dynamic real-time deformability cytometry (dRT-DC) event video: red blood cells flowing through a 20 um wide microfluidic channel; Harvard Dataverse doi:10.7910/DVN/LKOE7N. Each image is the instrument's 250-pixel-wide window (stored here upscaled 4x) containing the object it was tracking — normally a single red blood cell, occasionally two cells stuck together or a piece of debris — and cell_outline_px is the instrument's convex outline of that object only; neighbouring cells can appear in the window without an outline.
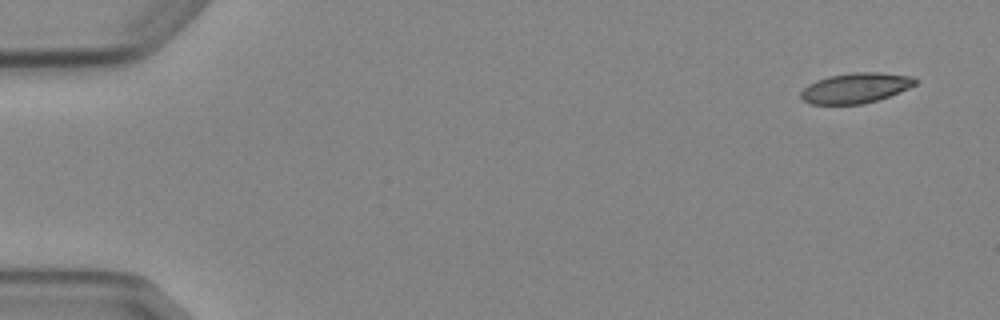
{"species": "Egyptian fruit bat (a non-hibernating species)", "species_latin": "Rousettus aegyptiacus", "temperature_condition": "cold", "stored_images_in_passage": 6, "camera_frame_rate_fps": 3000, "um_per_image_px": 0.085, "animal": {"sex": "female"}, "frame": {"image": 1, "passage_image": 1, "time_ms": 0.0, "image_size_px": [1000, 320], "cell_outline_px": [[920, 80], [916, 84], [908, 88], [888, 96], [864, 104], [808, 104], [800, 96], [800, 92], [808, 84], [816, 80], [828, 76], [852, 72], [880, 72], [916, 76]], "centroid_in_image_um": [72.75, 7.46], "position_along_channel_um": 12.3, "area_um2": 20.35}}
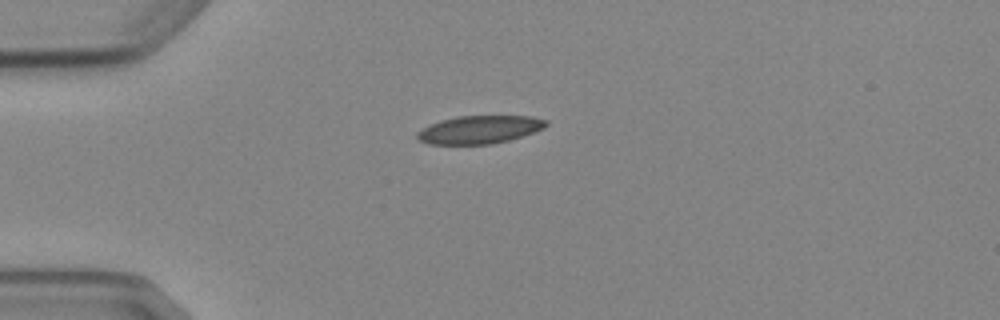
{"frame": {"image": 2, "passage_image": 4, "time_ms": 3.667, "image_size_px": [1000, 320], "cell_outline_px": [[548, 124], [544, 128], [508, 140], [492, 144], [428, 144], [420, 140], [416, 136], [416, 132], [440, 120], [456, 116], [532, 116], [548, 120]], "centroid_in_image_um": [40.76, 11.01], "position_along_channel_um": 44.2, "area_um2": 20.87}}
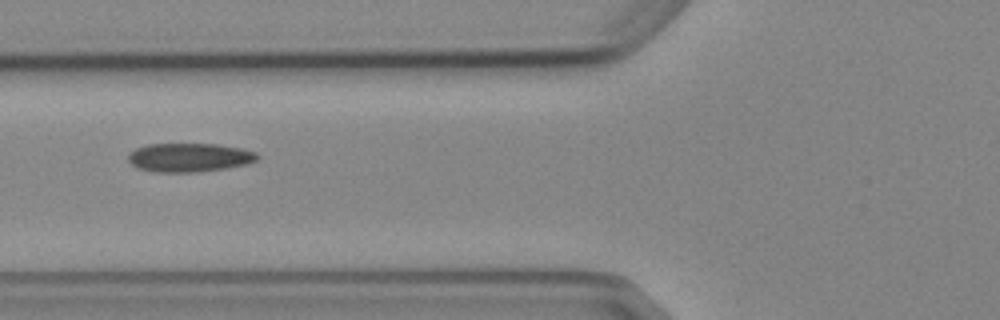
{"frame": {"image": 3, "passage_image": 6, "time_ms": 6.0, "image_size_px": [1000, 320], "cell_outline_px": [[260, 156], [256, 160], [248, 164], [228, 168], [196, 172], [156, 172], [136, 168], [128, 160], [128, 152], [136, 148], [148, 144], [216, 144], [240, 148], [256, 152]], "centroid_in_image_um": [16.08, 13.39], "position_along_channel_um": 109.7, "area_um2": 21.79}}